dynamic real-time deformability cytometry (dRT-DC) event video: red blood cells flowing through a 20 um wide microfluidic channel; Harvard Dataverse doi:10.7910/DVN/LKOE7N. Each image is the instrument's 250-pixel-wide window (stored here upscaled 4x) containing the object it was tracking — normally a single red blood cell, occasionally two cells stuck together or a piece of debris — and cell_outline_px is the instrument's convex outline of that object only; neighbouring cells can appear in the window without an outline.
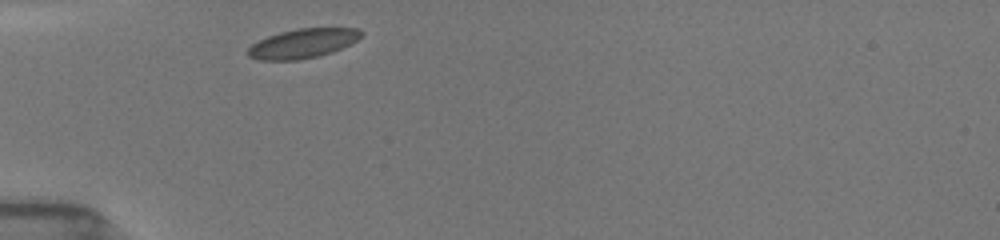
{"species": "common noctule bat (a hibernating species)", "species_latin": "Nyctalus noctula", "temperature_condition": "room temperature", "stored_images_in_passage": 31, "camera_frame_rate_fps": 3000, "um_per_image_px": 0.085, "animal": {"sex": "female", "body_mass_g": 19.5, "forearm_length_mm": 54.1}, "frame": {"image": 1, "passage_image": 1, "time_ms": 0.0, "image_size_px": [1000, 240], "cell_outline_px": [[364, 36], [332, 52], [300, 60], [260, 60], [248, 56], [244, 52], [252, 44], [268, 36], [280, 32], [296, 28], [360, 28], [364, 32]], "centroid_in_image_um": [25.73, 3.68], "position_along_channel_um": 59.3, "area_um2": 19.42}}
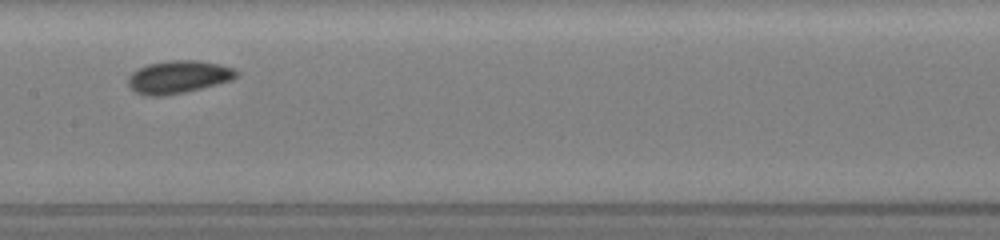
{"frame": {"image": 2, "passage_image": 12, "time_ms": 3.667, "image_size_px": [1000, 240], "cell_outline_px": [[240, 72], [232, 80], [184, 92], [160, 96], [144, 96], [136, 92], [128, 84], [128, 76], [136, 68], [148, 64], [168, 60], [200, 60], [220, 64], [236, 68]], "centroid_in_image_um": [15.17, 6.52], "position_along_channel_um": 192.2, "area_um2": 20.81}}
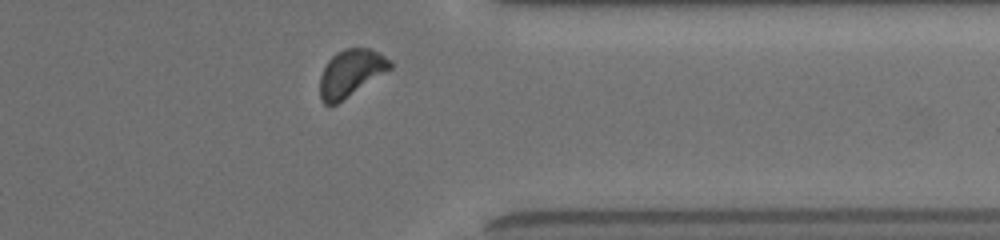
{"frame": {"image": 3, "passage_image": 27, "time_ms": 8.667, "image_size_px": [1000, 240], "cell_outline_px": [[392, 68], [336, 104], [328, 108], [324, 104], [320, 96], [320, 76], [328, 60], [336, 52], [344, 48], [372, 48], [380, 52], [392, 60]], "centroid_in_image_um": [29.82, 6.19], "position_along_channel_um": 381.6, "area_um2": 19.36}, "authors_computed_cell_mechanics": {"area_um2": 19.363, "velocity_mm_per_s": 3.8784, "shape_relaxation_time_tau1_ms": 2.0527, "shape_relaxation_time_tau2_ms": 3.7175, "deformation_change_tau1": 0.0533, "deformation_change_tau2": 0.0598}}